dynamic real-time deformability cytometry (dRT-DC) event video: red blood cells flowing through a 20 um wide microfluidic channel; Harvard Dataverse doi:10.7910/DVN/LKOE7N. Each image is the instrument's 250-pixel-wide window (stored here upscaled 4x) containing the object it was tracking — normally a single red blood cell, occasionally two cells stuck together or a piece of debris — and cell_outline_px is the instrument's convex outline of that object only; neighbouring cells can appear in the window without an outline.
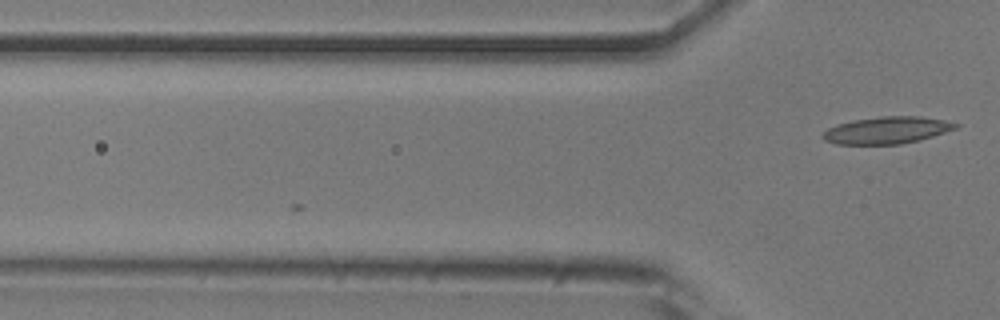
{"species": "common noctule bat (a hibernating species)", "species_latin": "Nyctalus noctula", "temperature_condition": "room temperature", "stored_images_in_passage": 4, "camera_frame_rate_fps": 3000, "um_per_image_px": 0.085, "animal": {"sex": "male", "body_mass_g": 20.5, "forearm_length_mm": 52.5}, "frame": {"image": 1, "passage_image": 4, "time_ms": 1.0, "image_size_px": [1000, 320], "cell_outline_px": [[960, 124], [956, 128], [932, 136], [900, 144], [836, 144], [824, 140], [820, 136], [828, 128], [836, 124], [856, 120], [880, 116], [920, 116], [944, 120]], "centroid_in_image_um": [75.35, 11.06], "position_along_channel_um": 50.5, "area_um2": 20.69}}